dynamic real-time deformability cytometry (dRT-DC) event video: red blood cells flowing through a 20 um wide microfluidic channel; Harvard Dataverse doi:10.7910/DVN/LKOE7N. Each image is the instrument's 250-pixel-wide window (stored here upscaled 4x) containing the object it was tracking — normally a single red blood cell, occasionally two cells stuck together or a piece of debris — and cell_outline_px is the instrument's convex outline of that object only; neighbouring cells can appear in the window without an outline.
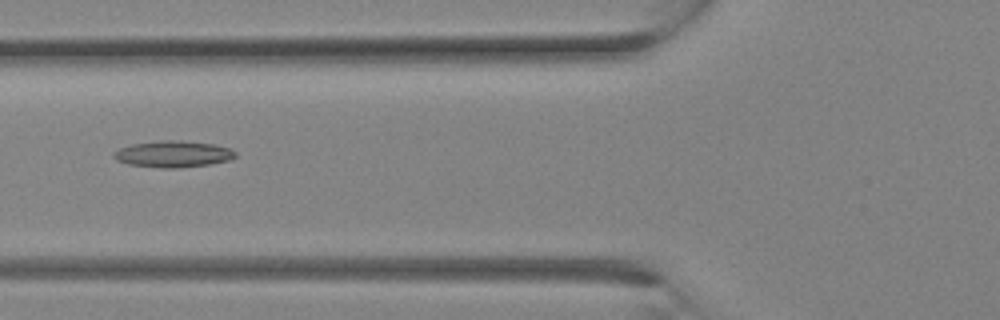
{"species": "Egyptian fruit bat (a non-hibernating species)", "species_latin": "Rousettus aegyptiacus", "temperature_condition": "room temperature", "stored_images_in_passage": 10, "camera_frame_rate_fps": 3000, "um_per_image_px": 0.085, "animal": {"sex": "female"}, "frame": {"image": 1, "passage_image": 7, "time_ms": 2.0, "image_size_px": [1000, 320], "cell_outline_px": [[236, 156], [228, 160], [208, 164], [176, 168], [160, 168], [128, 164], [116, 160], [112, 156], [112, 152], [120, 148], [132, 144], [160, 140], [180, 140], [212, 144], [228, 148], [236, 152]], "centroid_in_image_um": [14.66, 13.09], "position_along_channel_um": 111.1, "area_um2": 18.67}}
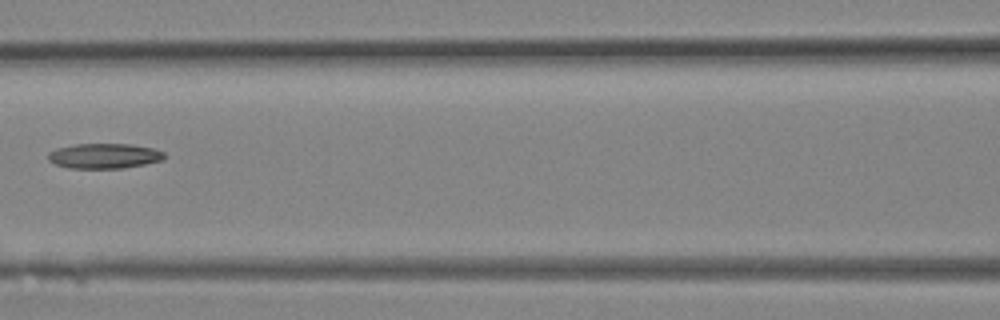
{"frame": {"image": 2, "passage_image": 9, "time_ms": 2.667, "image_size_px": [1000, 320], "cell_outline_px": [[168, 156], [164, 160], [124, 168], [68, 168], [56, 164], [48, 160], [48, 152], [56, 148], [76, 144], [132, 144], [152, 148], [164, 152]], "centroid_in_image_um": [8.88, 13.25], "position_along_channel_um": 157.7, "area_um2": 17.11}}